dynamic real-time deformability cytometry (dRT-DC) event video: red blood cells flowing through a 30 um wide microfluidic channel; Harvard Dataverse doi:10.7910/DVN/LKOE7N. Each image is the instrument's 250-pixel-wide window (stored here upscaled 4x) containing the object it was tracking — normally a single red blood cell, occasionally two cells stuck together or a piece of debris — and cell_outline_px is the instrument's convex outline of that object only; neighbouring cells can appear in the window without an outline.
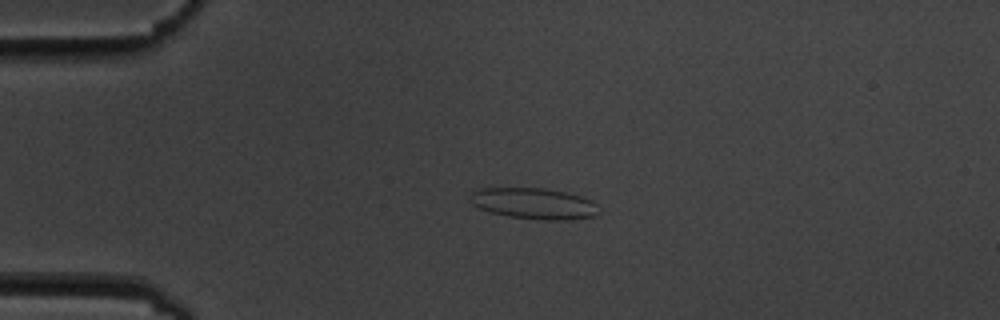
{"species": "common noctule bat (a hibernating species)", "species_latin": "Nyctalus noctula", "temperature_condition": "cold", "stored_images_in_passage": 4, "camera_frame_rate_fps": 3000, "um_per_image_px": 0.085, "animal": {"sex": "male", "body_mass_g": 19.5, "forearm_length_mm": 54.6}, "frame": {"image": 1, "passage_image": 2, "time_ms": 2.0, "image_size_px": [1000, 320], "cell_outline_px": [[600, 212], [596, 216], [572, 220], [544, 220], [508, 216], [488, 212], [472, 204], [472, 192], [476, 188], [544, 188], [564, 192], [580, 196], [592, 200], [596, 204]], "centroid_in_image_um": [45.42, 17.31], "position_along_channel_um": 39.6, "area_um2": 23.41}}
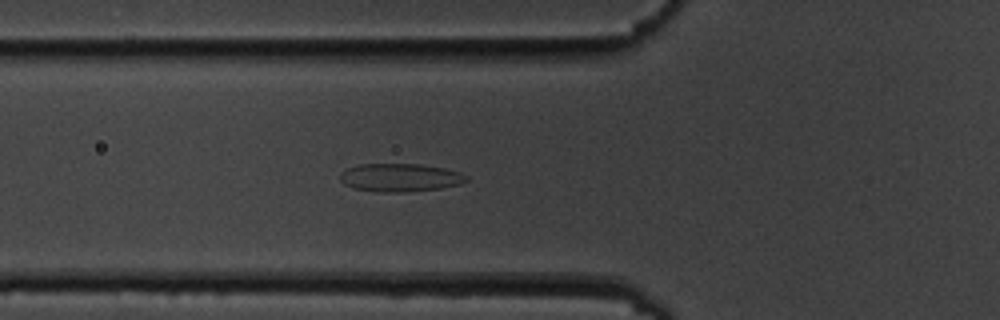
{"frame": {"image": 2, "passage_image": 4, "time_ms": 4.333, "image_size_px": [1000, 320], "cell_outline_px": [[468, 180], [460, 184], [440, 188], [400, 192], [380, 192], [352, 188], [344, 184], [340, 180], [340, 172], [348, 168], [360, 164], [420, 164], [444, 168], [460, 172], [468, 176]], "centroid_in_image_um": [34.0, 15.09], "position_along_channel_um": 91.8, "area_um2": 20.69}}